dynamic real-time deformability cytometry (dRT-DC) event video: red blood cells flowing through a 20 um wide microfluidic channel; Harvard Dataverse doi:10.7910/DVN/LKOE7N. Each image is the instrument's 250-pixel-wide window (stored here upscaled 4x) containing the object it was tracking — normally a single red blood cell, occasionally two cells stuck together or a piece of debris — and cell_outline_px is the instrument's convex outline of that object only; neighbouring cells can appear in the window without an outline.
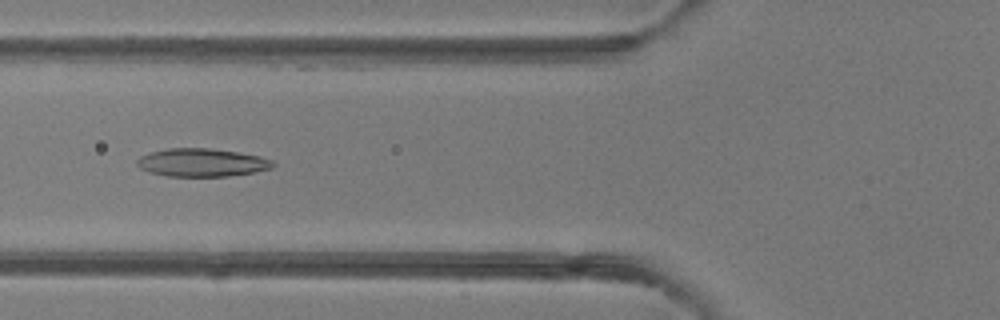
{"species": "common noctule bat (a hibernating species)", "species_latin": "Nyctalus noctula", "temperature_condition": "room temperature", "stored_images_in_passage": 48, "camera_frame_rate_fps": 3000, "um_per_image_px": 0.085, "animal": {"sex": "female"}, "frame": {"image": 1, "passage_image": 18, "time_ms": 5.667, "image_size_px": [1000, 320], "cell_outline_px": [[276, 164], [272, 168], [252, 172], [228, 176], [168, 176], [152, 172], [140, 168], [136, 164], [136, 160], [140, 156], [152, 152], [168, 148], [212, 148], [260, 156], [272, 160]], "centroid_in_image_um": [17.16, 13.81], "position_along_channel_um": 108.6, "area_um2": 22.08}}
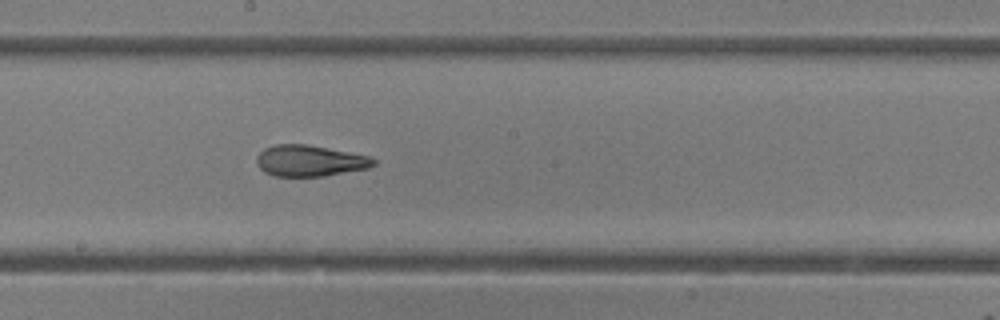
{"frame": {"image": 2, "passage_image": 26, "time_ms": 8.333, "image_size_px": [1000, 320], "cell_outline_px": [[376, 164], [368, 168], [324, 176], [276, 176], [264, 172], [256, 164], [256, 156], [264, 148], [276, 144], [308, 144], [368, 156], [376, 160]], "centroid_in_image_um": [26.3, 13.66], "position_along_channel_um": 221.9, "area_um2": 21.21}}
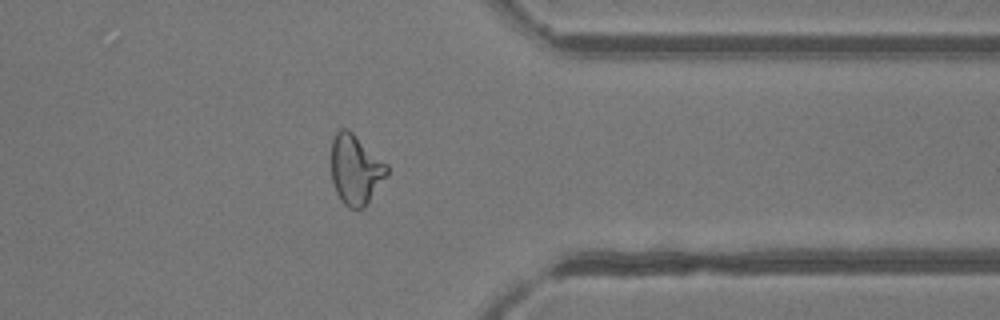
{"frame": {"image": 3, "passage_image": 38, "time_ms": 12.333, "image_size_px": [1000, 320], "cell_outline_px": [[388, 176], [368, 204], [364, 208], [348, 208], [340, 200], [336, 192], [332, 180], [332, 140], [336, 132], [340, 128], [348, 128], [388, 164]], "centroid_in_image_um": [30.25, 14.43], "position_along_channel_um": 381.1, "area_um2": 23.0}, "authors_computed_cell_mechanics": {"area_um2": 23.3801, "velocity_mm_per_s": 4.2272, "shape_relaxation_time_tau1_ms": 6.8043, "shape_relaxation_time_tau2_ms": 2.0285, "deformation_change_tau1": 0.2164, "deformation_change_tau2": 0.1009}}